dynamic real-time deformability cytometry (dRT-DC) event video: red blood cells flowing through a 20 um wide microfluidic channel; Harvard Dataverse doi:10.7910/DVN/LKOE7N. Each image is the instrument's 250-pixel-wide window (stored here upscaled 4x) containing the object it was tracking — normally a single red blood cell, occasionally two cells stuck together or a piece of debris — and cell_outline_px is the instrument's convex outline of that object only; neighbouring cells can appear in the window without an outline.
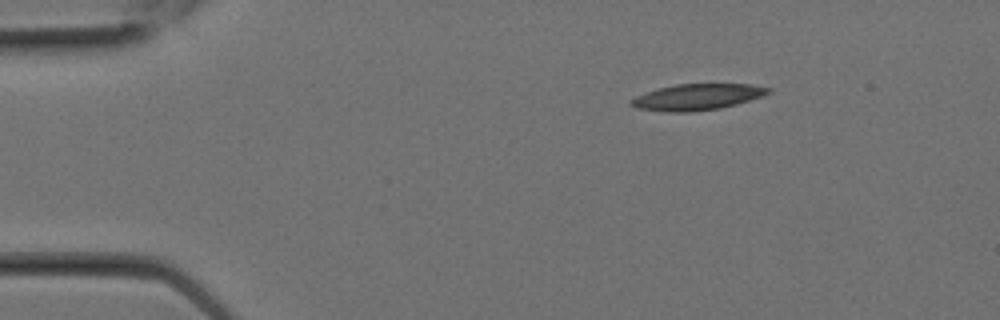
{"species": "Egyptian fruit bat (a non-hibernating species)", "species_latin": "Rousettus aegyptiacus", "temperature_condition": "room temperature", "stored_images_in_passage": 1, "camera_frame_rate_fps": 3000, "um_per_image_px": 0.085, "animal": {"sex": "female"}, "frame": {"image": 1, "passage_image": 1, "time_ms": 0.0, "image_size_px": [1000, 320], "cell_outline_px": [[772, 92], [764, 96], [736, 104], [720, 108], [688, 112], [668, 112], [636, 108], [628, 104], [628, 100], [636, 96], [660, 88], [676, 84], [752, 84], [772, 88]], "centroid_in_image_um": [59.29, 8.24], "position_along_channel_um": 25.7, "area_um2": 20.98}}